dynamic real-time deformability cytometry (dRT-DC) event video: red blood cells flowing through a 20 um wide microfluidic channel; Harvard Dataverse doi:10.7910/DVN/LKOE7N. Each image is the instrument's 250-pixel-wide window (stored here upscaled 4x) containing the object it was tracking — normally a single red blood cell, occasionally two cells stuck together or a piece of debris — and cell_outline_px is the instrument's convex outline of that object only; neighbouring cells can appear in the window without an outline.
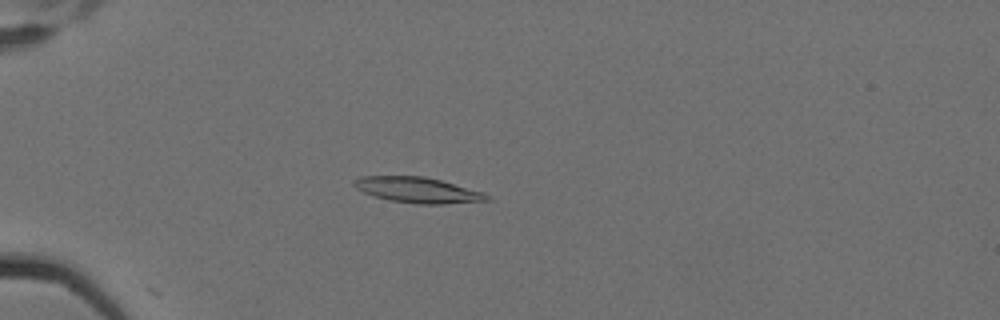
{"species": "Egyptian fruit bat (a non-hibernating species)", "species_latin": "Rousettus aegyptiacus", "temperature_condition": "cold", "stored_images_in_passage": 6, "camera_frame_rate_fps": 3000, "um_per_image_px": 0.085, "animal": {"sex": "female"}, "frame": {"image": 1, "passage_image": 4, "time_ms": 1.0, "image_size_px": [1000, 320], "cell_outline_px": [[492, 200], [444, 204], [416, 204], [388, 200], [364, 192], [356, 188], [352, 184], [352, 180], [360, 176], [424, 176], [440, 180], [484, 192]], "centroid_in_image_um": [35.49, 16.15], "position_along_channel_um": 49.5, "area_um2": 19.83}}